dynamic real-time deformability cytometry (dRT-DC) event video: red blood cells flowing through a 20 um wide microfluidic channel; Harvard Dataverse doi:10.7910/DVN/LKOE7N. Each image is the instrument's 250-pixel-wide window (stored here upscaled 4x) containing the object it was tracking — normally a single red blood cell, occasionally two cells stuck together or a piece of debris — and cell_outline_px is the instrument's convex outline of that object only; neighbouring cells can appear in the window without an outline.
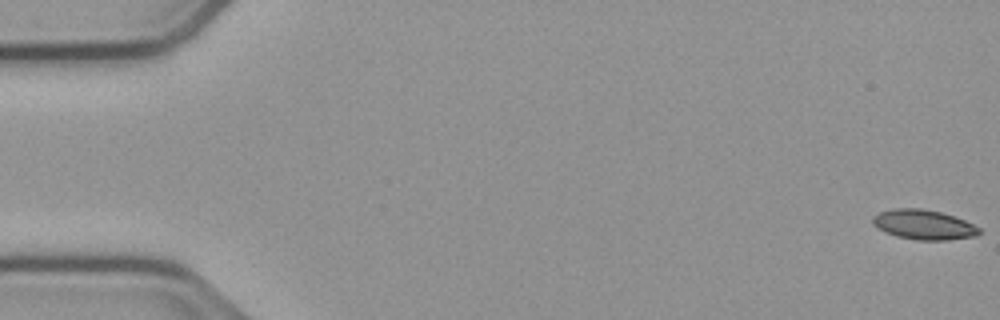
{"species": "common noctule bat (a hibernating species)", "species_latin": "Nyctalus noctula", "temperature_condition": "cold", "stored_images_in_passage": 19, "camera_frame_rate_fps": 3000, "um_per_image_px": 0.085, "animal": {"sex": "male", "body_mass_g": 23.1, "forearm_length_mm": 52.7}, "frame": {"image": 1, "passage_image": 1, "time_ms": 0.0, "image_size_px": [1000, 320], "cell_outline_px": [[980, 232], [976, 236], [948, 240], [916, 240], [896, 236], [884, 232], [876, 228], [872, 224], [872, 216], [880, 212], [892, 208], [920, 208], [940, 212], [964, 220], [980, 228]], "centroid_in_image_um": [78.46, 19.1], "position_along_channel_um": 6.5, "area_um2": 18.55}}